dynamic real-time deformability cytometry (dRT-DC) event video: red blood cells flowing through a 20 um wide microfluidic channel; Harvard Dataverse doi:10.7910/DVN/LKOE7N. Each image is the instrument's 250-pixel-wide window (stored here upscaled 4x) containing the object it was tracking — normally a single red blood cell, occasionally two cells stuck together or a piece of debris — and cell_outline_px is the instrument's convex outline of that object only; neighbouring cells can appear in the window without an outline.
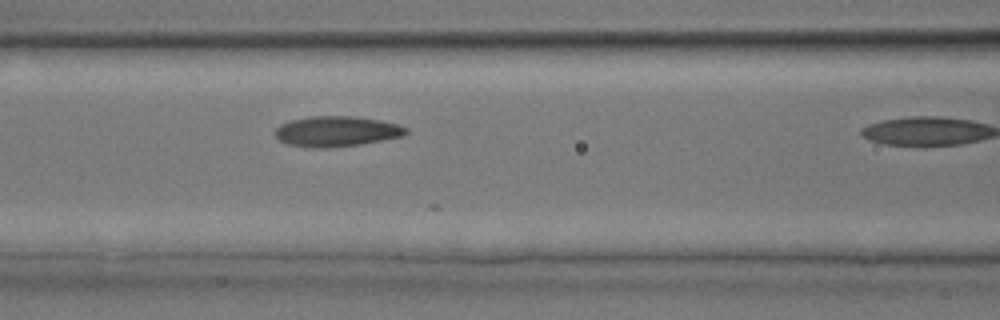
{"species": "common noctule bat (a hibernating species)", "species_latin": "Nyctalus noctula", "temperature_condition": "room temperature", "stored_images_in_passage": 9, "camera_frame_rate_fps": 3000, "um_per_image_px": 0.085, "animal": {"sex": "male", "body_mass_g": 17.9, "forearm_length_mm": 54.2}, "frame": {"image": 1, "passage_image": 8, "time_ms": 2.333, "image_size_px": [1000, 320], "cell_outline_px": [[408, 132], [404, 136], [384, 140], [360, 144], [328, 148], [312, 148], [288, 144], [280, 140], [276, 136], [276, 128], [280, 124], [292, 120], [308, 116], [348, 116], [380, 120], [396, 124], [408, 128]], "centroid_in_image_um": [28.62, 11.17], "position_along_channel_um": 138.0, "area_um2": 23.12}}